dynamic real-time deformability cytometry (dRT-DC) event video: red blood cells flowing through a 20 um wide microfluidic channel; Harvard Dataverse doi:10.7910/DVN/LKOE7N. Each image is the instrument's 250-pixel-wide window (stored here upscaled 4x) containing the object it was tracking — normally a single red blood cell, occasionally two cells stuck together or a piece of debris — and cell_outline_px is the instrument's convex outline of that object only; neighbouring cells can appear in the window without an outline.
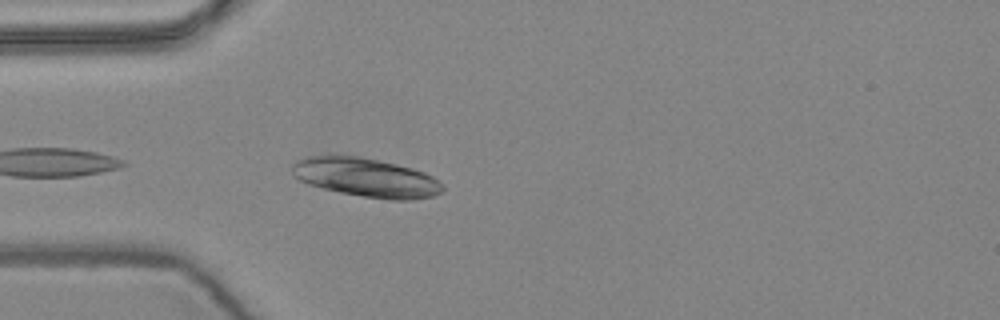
{"species": "common noctule bat (a hibernating species)", "species_latin": "Nyctalus noctula", "temperature_condition": "warm", "stored_images_in_passage": 4, "camera_frame_rate_fps": 3000, "um_per_image_px": 0.085, "animal": {"sex": "female", "body_mass_g": 24.6, "forearm_length_mm": 56.2}, "frame": {"image": 1, "passage_image": 4, "time_ms": 1.0, "image_size_px": [1000, 320], "cell_outline_px": [[444, 188], [440, 192], [432, 196], [412, 200], [388, 200], [340, 192], [308, 184], [292, 176], [292, 164], [296, 160], [304, 156], [356, 156], [396, 164], [412, 168], [424, 172], [440, 180]], "centroid_in_image_um": [31.11, 15.09], "position_along_channel_um": 53.9, "area_um2": 33.99}}